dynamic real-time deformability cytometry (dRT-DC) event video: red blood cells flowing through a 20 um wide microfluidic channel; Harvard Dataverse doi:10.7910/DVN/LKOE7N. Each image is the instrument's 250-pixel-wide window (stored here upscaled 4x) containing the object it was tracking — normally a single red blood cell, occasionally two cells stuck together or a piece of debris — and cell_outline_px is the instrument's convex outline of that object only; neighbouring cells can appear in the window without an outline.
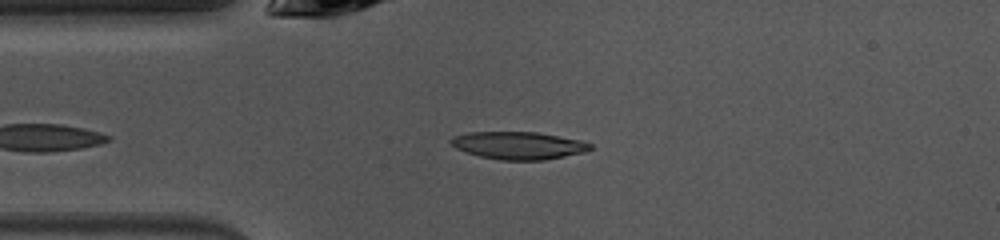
{"species": "common noctule bat (a hibernating species)", "species_latin": "Nyctalus noctula", "temperature_condition": "warm", "stored_images_in_passage": 36, "camera_frame_rate_fps": 3000, "um_per_image_px": 0.085, "animal": {"sex": "female", "body_mass_g": 10.0, "forearm_length_mm": 53.1}, "frame": {"image": 1, "passage_image": 1, "time_ms": 0.0, "image_size_px": [1000, 240], "cell_outline_px": [[592, 148], [588, 152], [544, 160], [500, 160], [480, 156], [456, 148], [448, 140], [452, 136], [468, 132], [536, 132], [580, 140], [592, 144]], "centroid_in_image_um": [44.09, 12.36], "position_along_channel_um": 40.9, "area_um2": 22.43}}
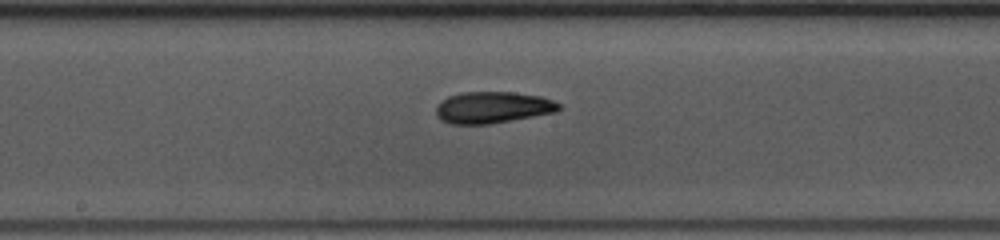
{"frame": {"image": 2, "passage_image": 14, "time_ms": 4.333, "image_size_px": [1000, 240], "cell_outline_px": [[560, 108], [556, 112], [488, 124], [452, 124], [440, 120], [436, 116], [436, 104], [440, 100], [448, 96], [460, 92], [512, 92], [540, 96], [552, 100], [560, 104]], "centroid_in_image_um": [41.82, 9.13], "position_along_channel_um": 206.4, "area_um2": 22.66}}
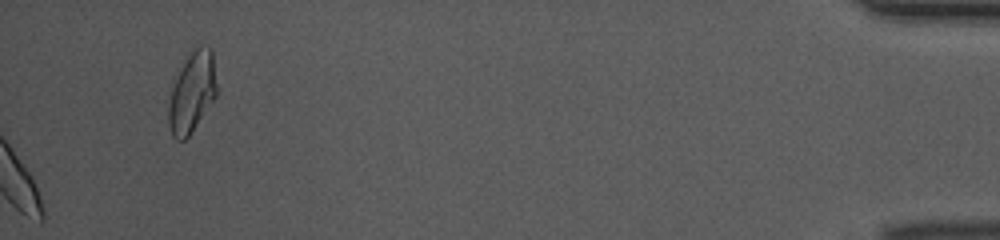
{"frame": {"image": 3, "passage_image": 36, "time_ms": 11.667, "image_size_px": [1000, 240], "cell_outline_px": [[216, 96], [188, 136], [184, 140], [176, 140], [172, 136], [168, 124], [168, 104], [172, 88], [184, 60], [196, 48], [212, 48], [216, 84]], "centroid_in_image_um": [16.3, 7.89], "position_along_channel_um": 418.9, "area_um2": 21.96}, "authors_computed_cell_mechanics": {"area_um2": 21.8484, "velocity_mm_per_s": 4.044, "shape_relaxation_time_tau1_ms": 4.2354, "shape_relaxation_time_tau2_ms": 2.6501, "deformation_change_tau1": 0.1795, "deformation_change_tau2": 0.0761}}